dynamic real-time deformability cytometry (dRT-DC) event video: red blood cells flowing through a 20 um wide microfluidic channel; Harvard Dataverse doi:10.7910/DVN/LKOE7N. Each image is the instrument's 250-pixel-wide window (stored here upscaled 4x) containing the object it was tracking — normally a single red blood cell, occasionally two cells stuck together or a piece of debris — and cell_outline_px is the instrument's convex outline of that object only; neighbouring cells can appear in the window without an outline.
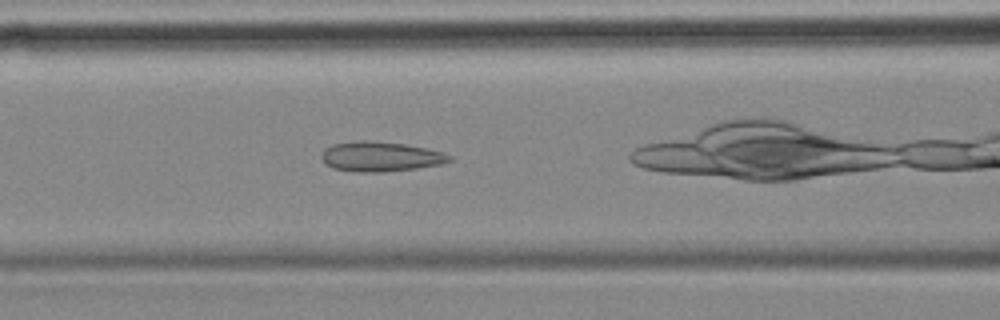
{"species": "common noctule bat (a hibernating species)", "species_latin": "Nyctalus noctula", "temperature_condition": "cold", "stored_images_in_passage": 48, "camera_frame_rate_fps": 3000, "um_per_image_px": 0.085, "animal": {"sex": "female", "body_mass_g": 18.4}, "frame": {"image": 1, "passage_image": 14, "time_ms": 4.333, "image_size_px": [1000, 320], "cell_outline_px": [[452, 160], [440, 164], [416, 168], [384, 172], [360, 172], [332, 168], [320, 156], [324, 148], [332, 144], [364, 140], [368, 140], [404, 144], [428, 148], [444, 152], [452, 156]], "centroid_in_image_um": [32.36, 13.3], "position_along_channel_um": 134.2, "area_um2": 22.2}}
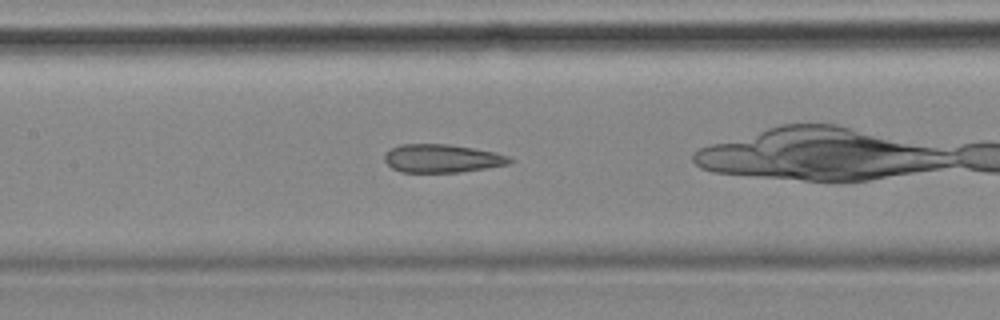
{"frame": {"image": 2, "passage_image": 17, "time_ms": 5.333, "image_size_px": [1000, 320], "cell_outline_px": [[516, 160], [508, 164], [460, 172], [400, 172], [392, 168], [384, 160], [384, 156], [392, 148], [400, 144], [448, 144], [496, 152], [508, 156]], "centroid_in_image_um": [37.58, 13.46], "position_along_channel_um": 169.8, "area_um2": 20.52}}
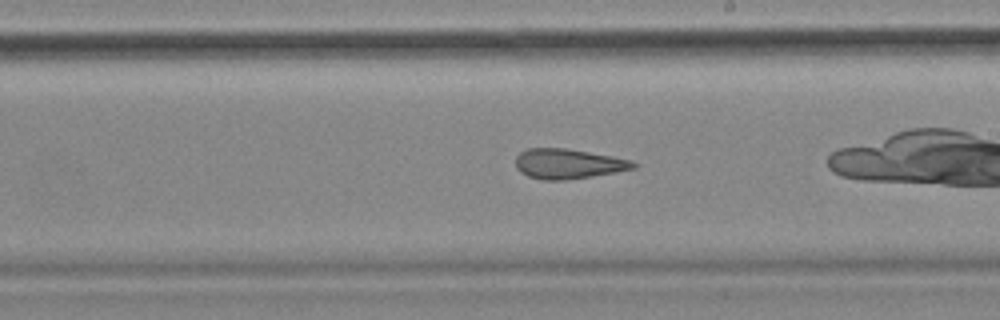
{"frame": {"image": 3, "passage_image": 23, "time_ms": 7.333, "image_size_px": [1000, 320], "cell_outline_px": [[640, 164], [636, 168], [616, 172], [592, 176], [564, 180], [544, 180], [528, 176], [520, 172], [516, 168], [516, 156], [520, 152], [528, 148], [564, 148], [612, 156], [632, 160]], "centroid_in_image_um": [48.31, 13.92], "position_along_channel_um": 240.7, "area_um2": 20.58}, "authors_computed_cell_mechanics": {"area_um2": 21.8773, "velocity_mm_per_s": 3.5623, "shape_relaxation_time_tau1_ms": null, "shape_relaxation_time_tau2_ms": 2.8123, "deformation_change_tau1": null, "deformation_change_tau2": 0.1194}}